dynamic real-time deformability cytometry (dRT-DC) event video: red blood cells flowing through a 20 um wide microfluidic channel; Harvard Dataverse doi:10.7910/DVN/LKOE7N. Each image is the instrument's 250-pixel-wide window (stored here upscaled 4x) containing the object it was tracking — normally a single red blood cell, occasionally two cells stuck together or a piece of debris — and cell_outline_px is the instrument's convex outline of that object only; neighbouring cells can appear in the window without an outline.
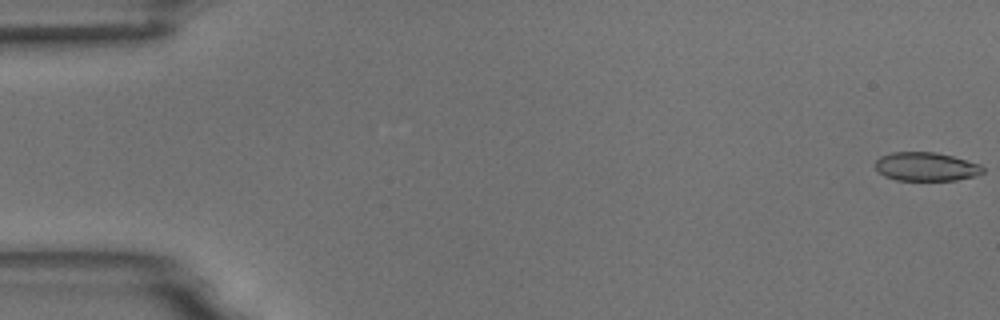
{"species": "common noctule bat (a hibernating species)", "species_latin": "Nyctalus noctula", "temperature_condition": "room temperature", "stored_images_in_passage": 5, "camera_frame_rate_fps": 3000, "um_per_image_px": 0.085, "animal": {"sex": "male", "body_mass_g": 18.8}, "frame": {"image": 1, "passage_image": 1, "time_ms": 0.0, "image_size_px": [1000, 320], "cell_outline_px": [[984, 172], [976, 176], [956, 180], [896, 180], [884, 176], [876, 168], [876, 160], [880, 156], [892, 152], [936, 152], [952, 156], [980, 164], [984, 168]], "centroid_in_image_um": [78.73, 14.16], "position_along_channel_um": 6.3, "area_um2": 17.98}}
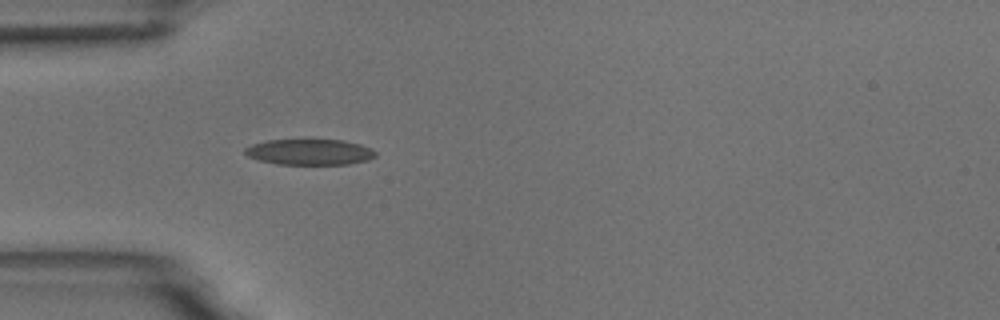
{"frame": {"image": 2, "passage_image": 5, "time_ms": 5.333, "image_size_px": [1000, 320], "cell_outline_px": [[376, 156], [368, 160], [348, 164], [276, 164], [260, 160], [248, 156], [244, 152], [244, 148], [252, 144], [268, 140], [344, 140], [360, 144], [372, 148], [376, 152]], "centroid_in_image_um": [26.34, 12.92], "position_along_channel_um": 58.7, "area_um2": 19.59}}